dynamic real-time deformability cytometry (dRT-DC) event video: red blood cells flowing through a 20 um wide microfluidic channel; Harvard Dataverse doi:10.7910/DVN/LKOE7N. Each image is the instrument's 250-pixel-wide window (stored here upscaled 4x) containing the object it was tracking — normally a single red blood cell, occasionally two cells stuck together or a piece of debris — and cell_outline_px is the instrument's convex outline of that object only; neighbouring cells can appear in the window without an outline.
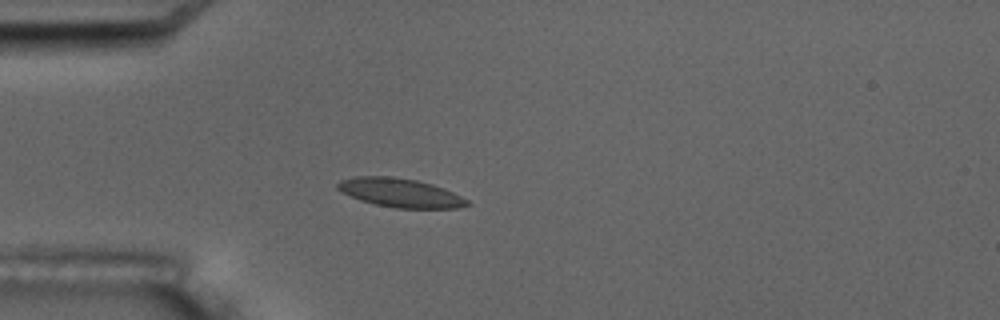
{"species": "common noctule bat (a hibernating species)", "species_latin": "Nyctalus noctula", "temperature_condition": "room temperature", "stored_images_in_passage": 5, "camera_frame_rate_fps": 3000, "um_per_image_px": 0.085, "animal": {"sex": "male", "body_mass_g": 17.5, "forearm_length_mm": 52.3}, "frame": {"image": 1, "passage_image": 5, "time_ms": 4.667, "image_size_px": [1000, 320], "cell_outline_px": [[472, 204], [456, 208], [396, 208], [376, 204], [360, 200], [340, 192], [336, 188], [336, 184], [340, 180], [356, 176], [392, 176], [416, 180], [432, 184], [444, 188], [468, 200]], "centroid_in_image_um": [33.99, 16.38], "position_along_channel_um": 51.0, "area_um2": 21.79}}